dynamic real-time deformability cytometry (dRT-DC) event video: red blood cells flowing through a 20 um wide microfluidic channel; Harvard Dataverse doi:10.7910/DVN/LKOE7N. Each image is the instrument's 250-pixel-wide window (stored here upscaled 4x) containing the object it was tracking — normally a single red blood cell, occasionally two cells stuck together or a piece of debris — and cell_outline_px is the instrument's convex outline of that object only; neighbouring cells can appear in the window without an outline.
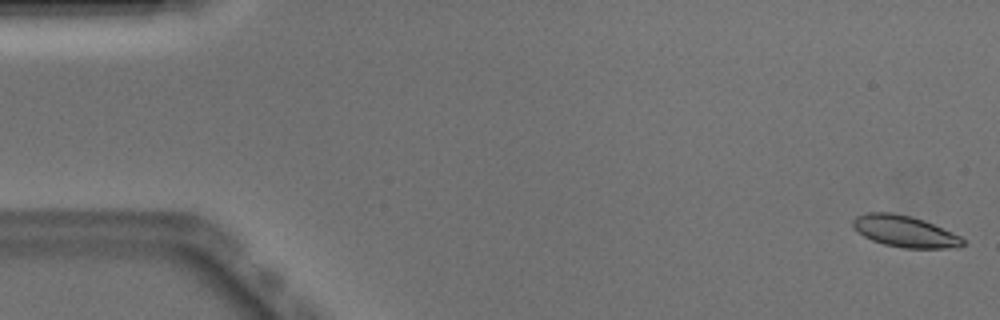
{"species": "Egyptian fruit bat (a non-hibernating species)", "species_latin": "Rousettus aegyptiacus", "temperature_condition": "warm", "stored_images_in_passage": 52, "camera_frame_rate_fps": 3000, "um_per_image_px": 0.085, "animal": {"sex": "male"}, "frame": {"image": 1, "passage_image": 1, "time_ms": 0.0, "image_size_px": [1000, 320], "cell_outline_px": [[964, 244], [960, 248], [904, 248], [884, 244], [872, 240], [864, 236], [852, 228], [852, 220], [856, 216], [868, 212], [892, 212], [912, 216], [924, 220], [952, 232], [960, 236], [964, 240]], "centroid_in_image_um": [76.89, 19.66], "position_along_channel_um": 8.1, "area_um2": 20.29}}
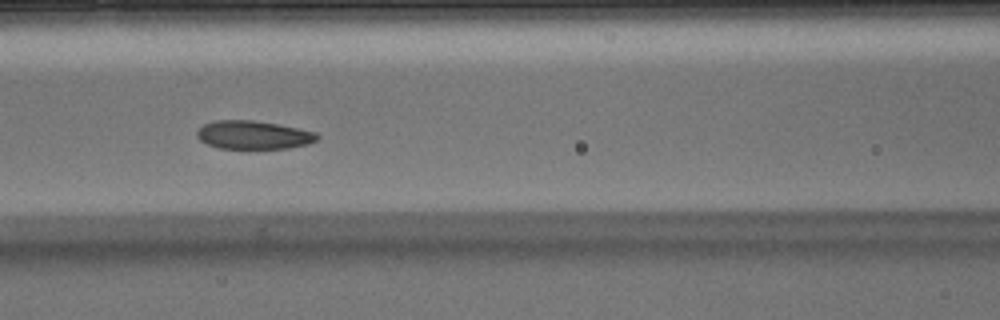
{"frame": {"image": 2, "passage_image": 22, "time_ms": 7.0, "image_size_px": [1000, 320], "cell_outline_px": [[320, 136], [316, 140], [308, 144], [288, 148], [248, 152], [220, 148], [208, 144], [200, 140], [196, 136], [196, 132], [204, 124], [216, 120], [252, 120], [280, 124], [316, 132]], "centroid_in_image_um": [21.55, 11.52], "position_along_channel_um": 145.1, "area_um2": 20.81}}
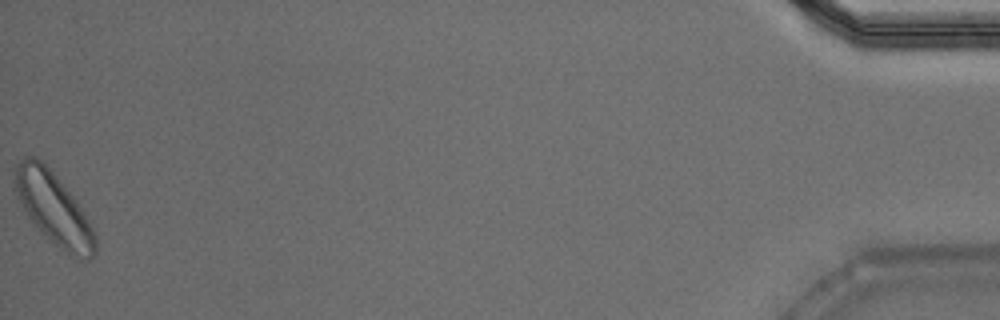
{"frame": {"image": 3, "passage_image": 52, "time_ms": 17.0, "image_size_px": [1000, 320], "cell_outline_px": [[96, 252], [88, 260], [80, 260], [72, 256], [60, 248], [32, 224], [16, 196], [12, 188], [16, 168], [20, 160], [24, 156], [36, 156], [44, 160], [72, 196], [80, 208], [92, 228], [96, 236]], "centroid_in_image_um": [4.51, 17.7], "position_along_channel_um": 430.7, "area_um2": 33.76}, "authors_computed_cell_mechanics": {"area_um2": 20.7791, "velocity_mm_per_s": 3.86, "shape_relaxation_time_tau1_ms": 2.6479, "shape_relaxation_time_tau2_ms": 7.4157, "deformation_change_tau1": 0.0723, "deformation_change_tau2": 0.1408}}